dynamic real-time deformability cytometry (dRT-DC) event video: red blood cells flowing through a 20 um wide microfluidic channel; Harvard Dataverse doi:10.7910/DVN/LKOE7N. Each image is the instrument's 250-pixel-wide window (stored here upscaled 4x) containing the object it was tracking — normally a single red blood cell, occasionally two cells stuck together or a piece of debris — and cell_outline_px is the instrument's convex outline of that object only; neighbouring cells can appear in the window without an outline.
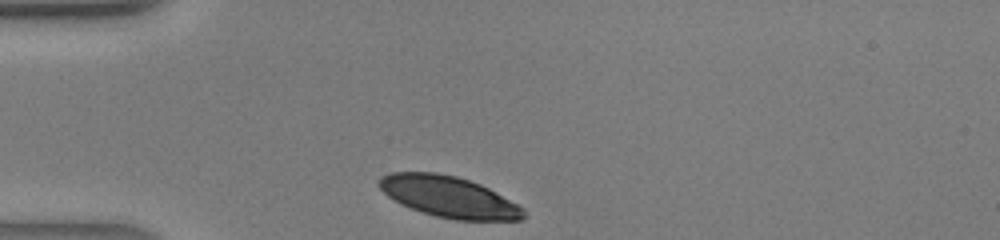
{"species": "human", "species_latin": "Homo sapiens", "temperature_condition": "warm", "stored_images_in_passage": 24, "camera_frame_rate_fps": 3000, "um_per_image_px": 0.085, "donor": {"sex": "male"}, "frame": {"image": 1, "passage_image": 1, "time_ms": 0.0, "image_size_px": [1000, 240], "cell_outline_px": [[528, 216], [520, 220], [456, 220], [436, 216], [412, 208], [388, 196], [376, 184], [376, 180], [380, 176], [388, 172], [436, 172], [456, 176], [480, 184], [488, 188], [524, 208]], "centroid_in_image_um": [38.15, 16.72], "position_along_channel_um": 46.9, "area_um2": 34.51}}
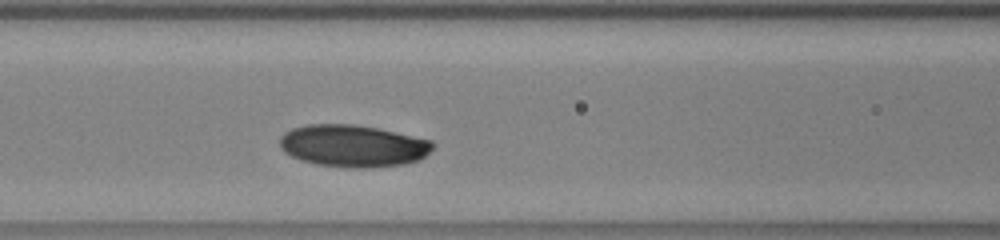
{"frame": {"image": 2, "passage_image": 8, "time_ms": 2.333, "image_size_px": [1000, 240], "cell_outline_px": [[436, 144], [420, 160], [404, 164], [368, 168], [352, 168], [316, 164], [300, 160], [284, 152], [280, 148], [280, 136], [284, 132], [292, 128], [308, 124], [356, 124], [376, 128], [432, 140]], "centroid_in_image_um": [29.99, 12.4], "position_along_channel_um": 136.6, "area_um2": 37.69}}
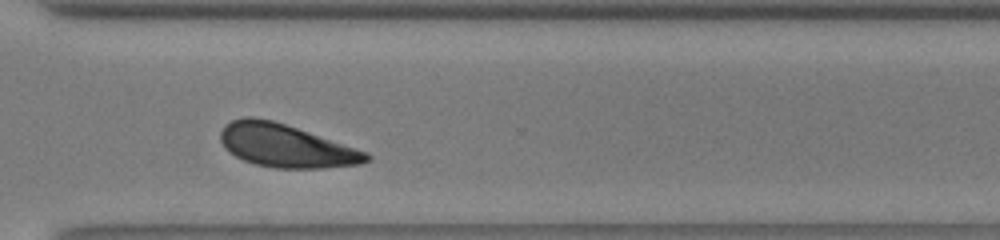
{"frame": {"image": 3, "passage_image": 21, "time_ms": 6.667, "image_size_px": [1000, 240], "cell_outline_px": [[372, 160], [360, 164], [320, 168], [276, 168], [256, 164], [244, 160], [236, 156], [224, 148], [220, 140], [220, 132], [224, 124], [232, 120], [244, 116], [252, 116], [272, 120], [368, 152], [372, 156]], "centroid_in_image_um": [24.28, 12.38], "position_along_channel_um": 346.3, "area_um2": 36.41}}